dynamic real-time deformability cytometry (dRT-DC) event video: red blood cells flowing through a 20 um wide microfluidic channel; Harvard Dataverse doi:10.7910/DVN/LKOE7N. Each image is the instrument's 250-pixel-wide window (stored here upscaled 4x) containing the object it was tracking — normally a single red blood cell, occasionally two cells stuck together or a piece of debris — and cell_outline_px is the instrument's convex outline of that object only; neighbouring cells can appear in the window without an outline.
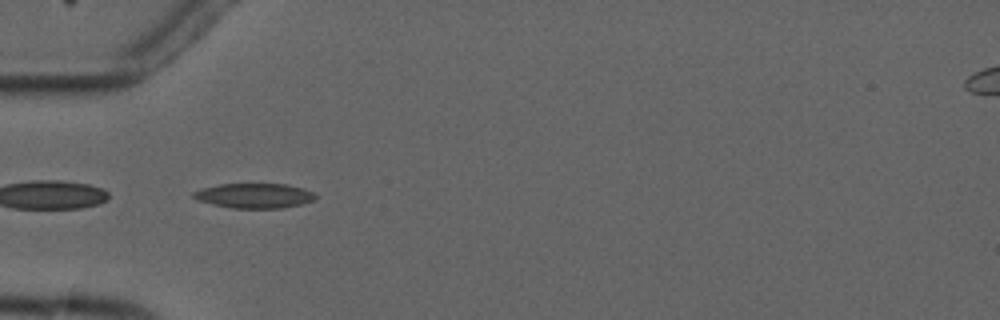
{"species": "common noctule bat (a hibernating species)", "species_latin": "Nyctalus noctula", "temperature_condition": "cold", "stored_images_in_passage": 6, "camera_frame_rate_fps": 3000, "um_per_image_px": 0.085, "animal": {"sex": "male", "forearm_length_mm": 52.5}, "frame": {"image": 1, "passage_image": 5, "time_ms": 5.0, "image_size_px": [1000, 320], "cell_outline_px": [[316, 200], [304, 204], [280, 208], [232, 208], [212, 204], [200, 200], [192, 196], [192, 192], [204, 188], [220, 184], [288, 184], [304, 188], [312, 192], [316, 196]], "centroid_in_image_um": [21.68, 16.63], "position_along_channel_um": 63.3, "area_um2": 17.63}}